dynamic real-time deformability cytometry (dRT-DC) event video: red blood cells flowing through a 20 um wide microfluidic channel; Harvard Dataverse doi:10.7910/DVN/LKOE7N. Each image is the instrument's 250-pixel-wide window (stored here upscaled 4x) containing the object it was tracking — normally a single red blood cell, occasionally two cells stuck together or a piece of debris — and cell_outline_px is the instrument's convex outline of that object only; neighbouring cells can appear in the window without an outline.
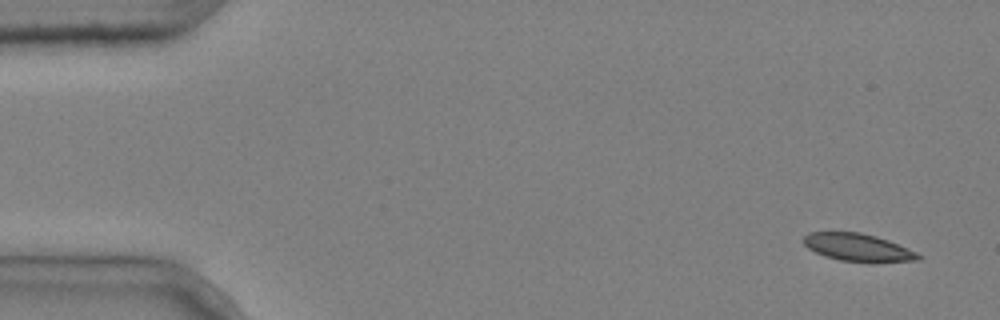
{"species": "common noctule bat (a hibernating species)", "species_latin": "Nyctalus noctula", "temperature_condition": "cold", "stored_images_in_passage": 7, "camera_frame_rate_fps": 3000, "um_per_image_px": 0.085, "animal": {"sex": "male", "body_mass_g": 20.4}, "frame": {"image": 1, "passage_image": 1, "time_ms": 0.0, "image_size_px": [1000, 320], "cell_outline_px": [[920, 260], [840, 260], [824, 256], [808, 248], [804, 244], [804, 236], [808, 232], [860, 232], [876, 236], [888, 240], [916, 252], [920, 256]], "centroid_in_image_um": [72.84, 20.98], "position_along_channel_um": 12.2, "area_um2": 17.63}}
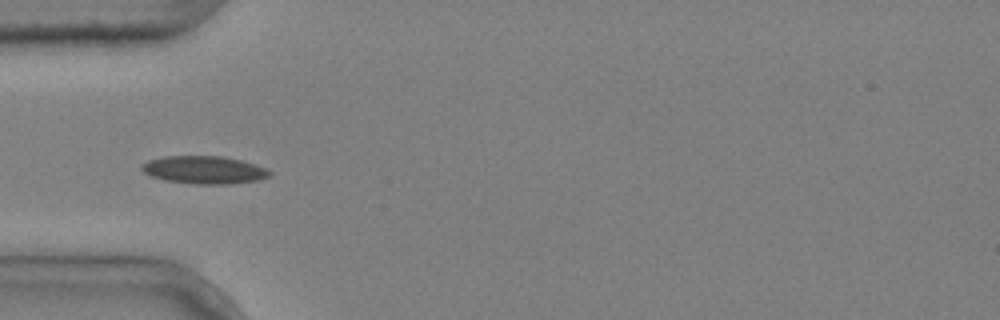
{"frame": {"image": 2, "passage_image": 5, "time_ms": 1.333, "image_size_px": [1000, 320], "cell_outline_px": [[272, 176], [260, 180], [232, 184], [196, 184], [164, 180], [152, 176], [144, 172], [140, 168], [140, 164], [148, 160], [164, 156], [220, 156], [240, 160], [268, 168], [272, 172]], "centroid_in_image_um": [17.38, 14.44], "position_along_channel_um": 67.6, "area_um2": 20.92}}